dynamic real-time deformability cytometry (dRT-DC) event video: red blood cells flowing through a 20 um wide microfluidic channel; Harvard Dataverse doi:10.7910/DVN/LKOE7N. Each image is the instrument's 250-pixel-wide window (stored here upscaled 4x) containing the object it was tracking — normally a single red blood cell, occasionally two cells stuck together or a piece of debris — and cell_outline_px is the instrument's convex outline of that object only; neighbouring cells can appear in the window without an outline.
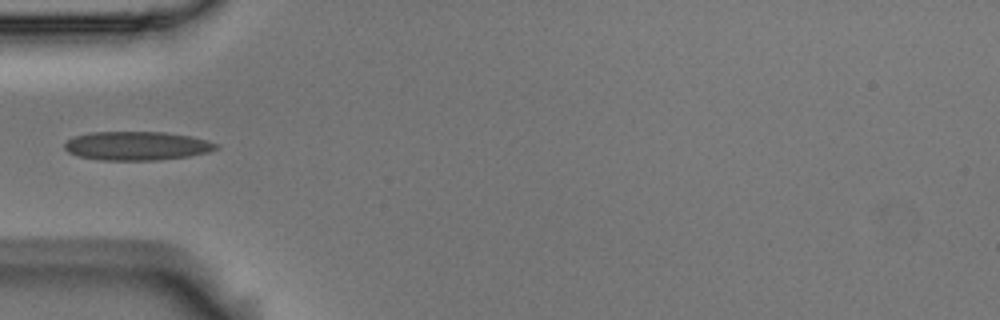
{"species": "Egyptian fruit bat (a non-hibernating species)", "species_latin": "Rousettus aegyptiacus", "temperature_condition": "room temperature", "stored_images_in_passage": 4, "camera_frame_rate_fps": 3000, "um_per_image_px": 0.085, "animal": {"sex": "male"}, "frame": {"image": 1, "passage_image": 1, "time_ms": 0.0, "image_size_px": [1000, 320], "cell_outline_px": [[220, 148], [208, 152], [188, 156], [156, 160], [100, 160], [80, 156], [68, 152], [64, 148], [64, 144], [68, 140], [76, 136], [92, 132], [164, 132], [192, 136], [208, 140], [216, 144]], "centroid_in_image_um": [11.66, 12.39], "position_along_channel_um": 73.3, "area_um2": 25.32}}
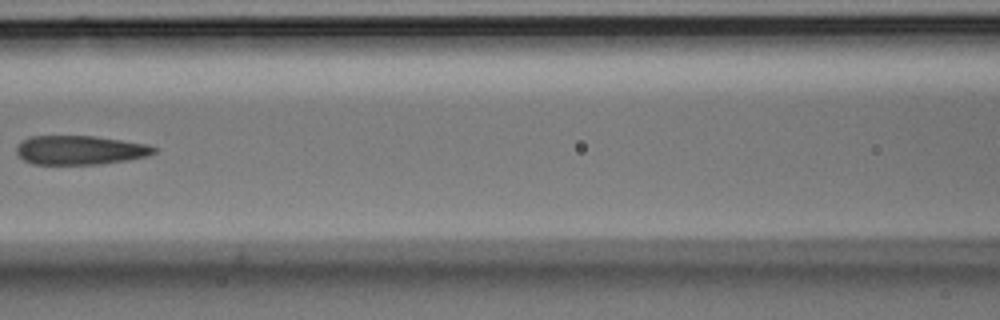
{"frame": {"image": 2, "passage_image": 3, "time_ms": 0.667, "image_size_px": [1000, 320], "cell_outline_px": [[156, 152], [148, 156], [128, 160], [100, 164], [32, 164], [24, 160], [16, 152], [16, 148], [20, 140], [28, 136], [96, 136], [148, 144], [156, 148]], "centroid_in_image_um": [6.79, 12.75], "position_along_channel_um": 159.8, "area_um2": 23.47}}
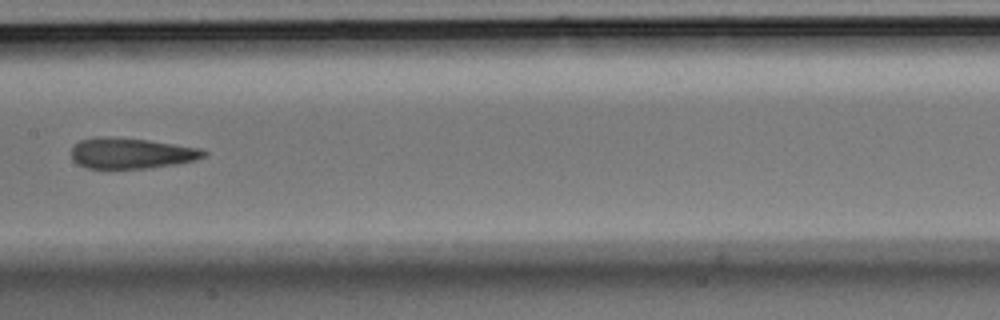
{"frame": {"image": 3, "passage_image": 4, "time_ms": 1.0, "image_size_px": [1000, 320], "cell_outline_px": [[208, 152], [204, 156], [196, 160], [176, 164], [148, 168], [88, 168], [72, 160], [72, 148], [80, 140], [96, 136], [108, 136], [148, 140], [200, 148]], "centroid_in_image_um": [11.16, 13.01], "position_along_channel_um": 196.2, "area_um2": 23.64}}